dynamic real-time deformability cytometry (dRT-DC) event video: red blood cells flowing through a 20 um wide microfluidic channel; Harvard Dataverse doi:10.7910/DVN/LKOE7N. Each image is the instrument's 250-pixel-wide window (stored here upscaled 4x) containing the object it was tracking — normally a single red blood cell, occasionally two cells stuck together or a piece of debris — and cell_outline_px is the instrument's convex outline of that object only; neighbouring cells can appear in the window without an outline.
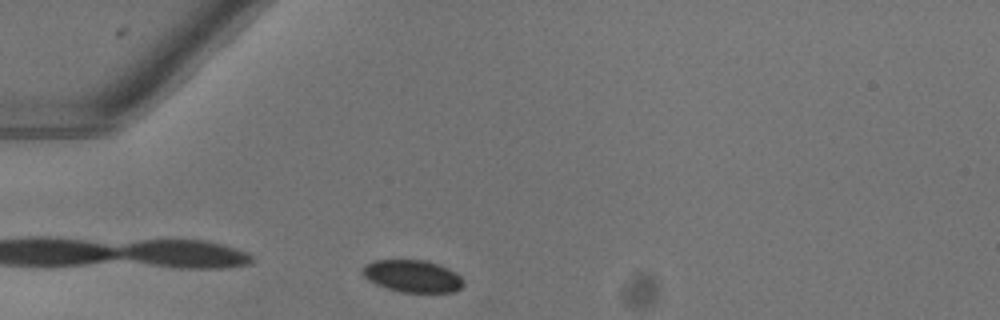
{"species": "common noctule bat (a hibernating species)", "species_latin": "Nyctalus noctula", "temperature_condition": "warm", "stored_images_in_passage": 37, "camera_frame_rate_fps": 3000, "um_per_image_px": 0.085, "animal": {"sex": "female"}, "frame": {"image": 1, "passage_image": 1, "time_ms": 0.0, "image_size_px": [1000, 320], "cell_outline_px": [[464, 284], [460, 288], [452, 292], [400, 292], [376, 284], [368, 280], [360, 272], [364, 264], [376, 260], [428, 260], [448, 268], [456, 272], [464, 280]], "centroid_in_image_um": [35.05, 23.46], "position_along_channel_um": 49.9, "area_um2": 19.07}}
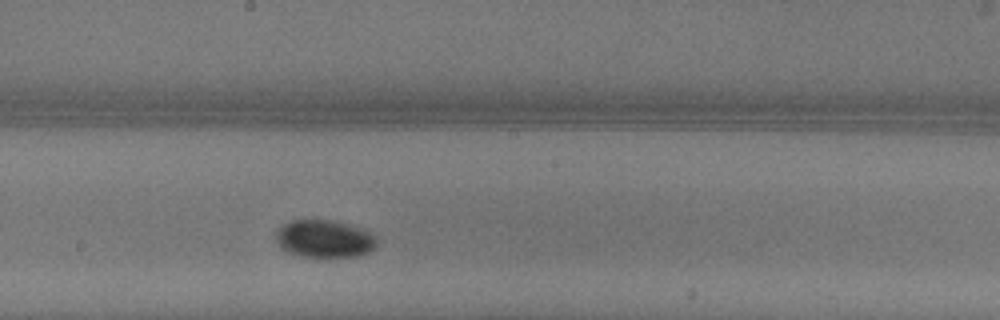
{"frame": {"image": 2, "passage_image": 15, "time_ms": 4.667, "image_size_px": [1000, 320], "cell_outline_px": [[376, 244], [368, 252], [360, 256], [300, 256], [288, 252], [276, 240], [276, 232], [284, 224], [292, 220], [332, 220], [348, 224], [372, 232], [376, 236]], "centroid_in_image_um": [27.6, 20.28], "position_along_channel_um": 220.6, "area_um2": 21.79}}
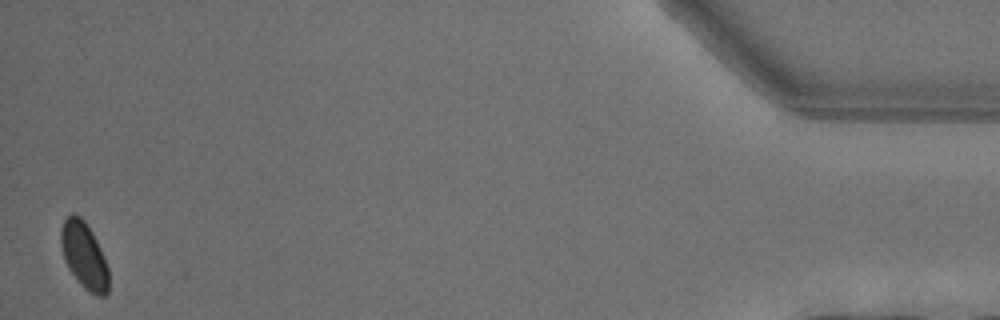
{"frame": {"image": 3, "passage_image": 37, "time_ms": 12.0, "image_size_px": [1000, 320], "cell_outline_px": [[108, 292], [104, 296], [96, 296], [88, 292], [84, 288], [68, 268], [64, 260], [60, 244], [60, 228], [64, 220], [72, 212], [76, 212], [84, 220], [92, 232], [100, 248], [108, 268]], "centroid_in_image_um": [7.13, 21.7], "position_along_channel_um": 428.1, "area_um2": 18.61}, "authors_computed_cell_mechanics": {"area_um2": 20.2878, "velocity_mm_per_s": 4.0396, "shape_relaxation_time_tau1_ms": 2.6161, "shape_relaxation_time_tau2_ms": null, "deformation_change_tau1": 0.0526, "deformation_change_tau2": null}}